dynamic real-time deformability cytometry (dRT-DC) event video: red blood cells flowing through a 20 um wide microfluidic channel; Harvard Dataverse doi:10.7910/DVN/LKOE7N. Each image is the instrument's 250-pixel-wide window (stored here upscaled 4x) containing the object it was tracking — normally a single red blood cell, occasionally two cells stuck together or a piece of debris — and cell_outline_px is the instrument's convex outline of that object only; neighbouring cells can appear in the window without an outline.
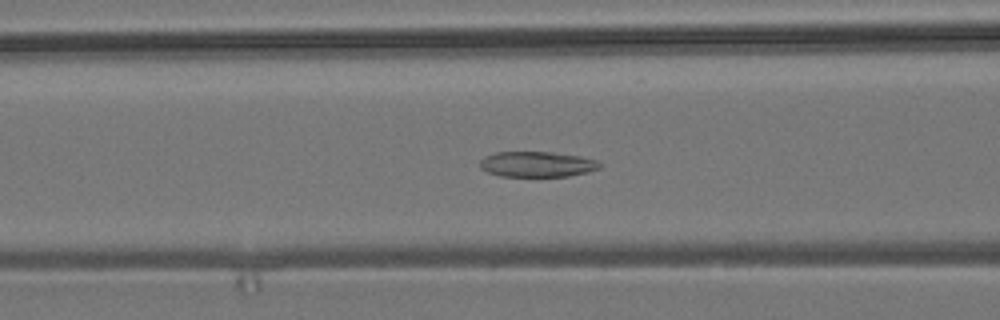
{"species": "common noctule bat (a hibernating species)", "species_latin": "Nyctalus noctula", "temperature_condition": "room temperature", "stored_images_in_passage": 40, "camera_frame_rate_fps": 3000, "um_per_image_px": 0.085, "animal": {"sex": "male", "body_mass_g": 19.2, "forearm_length_mm": 51.8}, "frame": {"image": 1, "passage_image": 7, "time_ms": 2.0, "image_size_px": [1000, 320], "cell_outline_px": [[604, 164], [600, 168], [588, 172], [568, 176], [500, 176], [488, 172], [480, 168], [480, 160], [484, 156], [496, 152], [552, 152], [580, 156], [596, 160]], "centroid_in_image_um": [45.66, 13.96], "position_along_channel_um": 120.9, "area_um2": 17.86}}
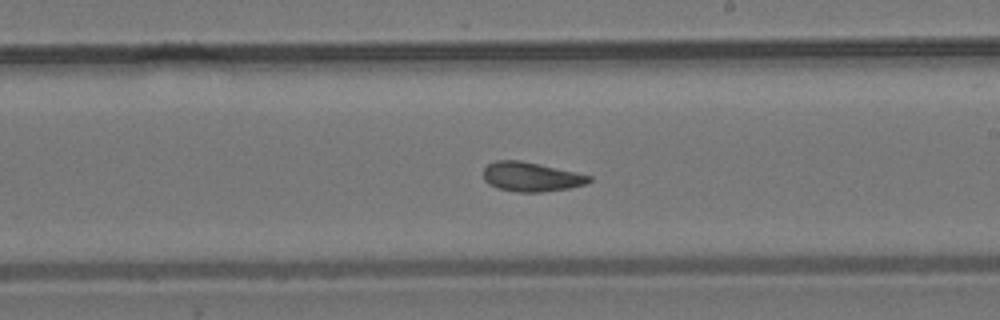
{"frame": {"image": 2, "passage_image": 17, "time_ms": 5.333, "image_size_px": [1000, 320], "cell_outline_px": [[592, 180], [584, 184], [568, 188], [540, 192], [516, 192], [496, 188], [488, 184], [484, 180], [484, 168], [488, 164], [496, 160], [520, 160], [540, 164], [576, 172], [592, 176]], "centroid_in_image_um": [45.12, 15.03], "position_along_channel_um": 243.9, "area_um2": 18.09}}
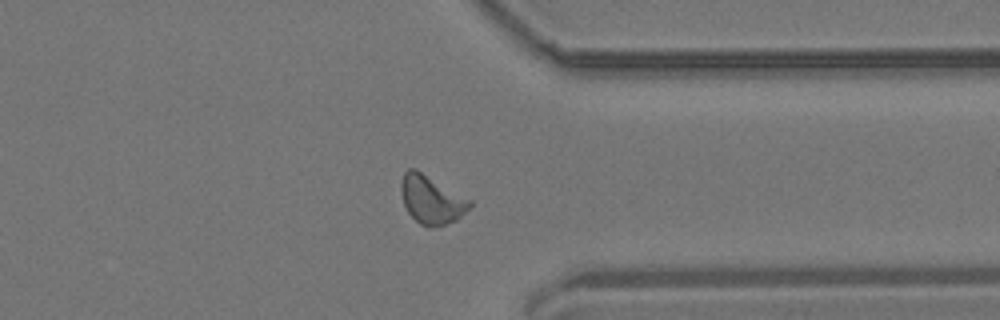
{"frame": {"image": 3, "passage_image": 28, "time_ms": 9.0, "image_size_px": [1000, 320], "cell_outline_px": [[472, 204], [456, 220], [432, 228], [428, 228], [420, 224], [408, 212], [404, 204], [400, 188], [400, 184], [404, 172], [408, 168], [416, 168], [472, 200]], "centroid_in_image_um": [36.65, 16.95], "position_along_channel_um": 374.7, "area_um2": 19.36}, "authors_computed_cell_mechanics": {"area_um2": 18.0336, "velocity_mm_per_s": 3.6883, "shape_relaxation_time_tau1_ms": null, "shape_relaxation_time_tau2_ms": 3.0547, "deformation_change_tau1": null, "deformation_change_tau2": 0.1008}}